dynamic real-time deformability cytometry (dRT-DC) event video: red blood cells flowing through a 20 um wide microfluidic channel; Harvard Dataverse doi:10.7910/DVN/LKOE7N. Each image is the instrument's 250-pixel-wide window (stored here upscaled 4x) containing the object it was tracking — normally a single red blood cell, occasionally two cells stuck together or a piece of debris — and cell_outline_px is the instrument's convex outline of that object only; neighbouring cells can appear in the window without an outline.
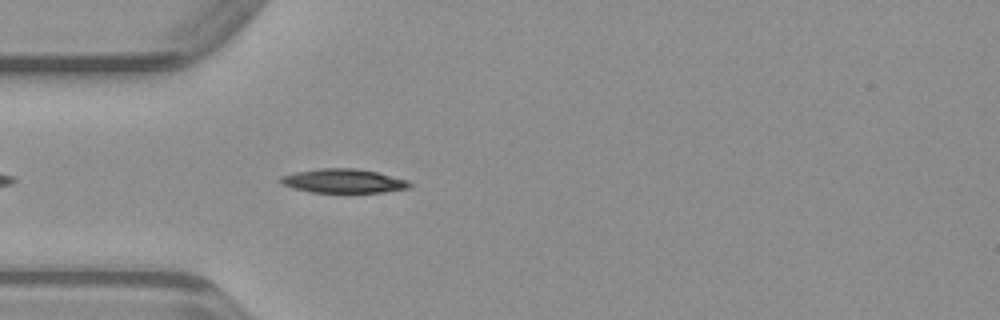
{"species": "common noctule bat (a hibernating species)", "species_latin": "Nyctalus noctula", "temperature_condition": "warm", "stored_images_in_passage": 15, "camera_frame_rate_fps": 3000, "um_per_image_px": 0.085, "animal": {"sex": "male", "body_mass_g": 23.1, "forearm_length_mm": 52.7}, "frame": {"image": 1, "passage_image": 4, "time_ms": 1.0, "image_size_px": [1000, 320], "cell_outline_px": [[412, 184], [408, 188], [384, 192], [312, 192], [292, 188], [284, 184], [280, 180], [280, 176], [296, 172], [320, 168], [356, 168], [376, 172], [408, 180]], "centroid_in_image_um": [29.2, 15.37], "position_along_channel_um": 55.8, "area_um2": 17.86}}
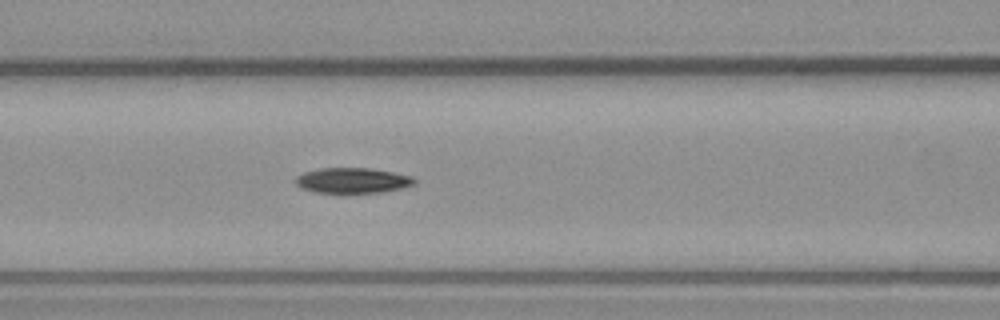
{"frame": {"image": 2, "passage_image": 10, "time_ms": 3.0, "image_size_px": [1000, 320], "cell_outline_px": [[416, 184], [404, 188], [384, 192], [316, 192], [300, 188], [296, 184], [296, 176], [304, 172], [320, 168], [368, 168], [392, 172], [412, 176], [416, 180]], "centroid_in_image_um": [29.99, 15.34], "position_along_channel_um": 136.6, "area_um2": 17.51}}
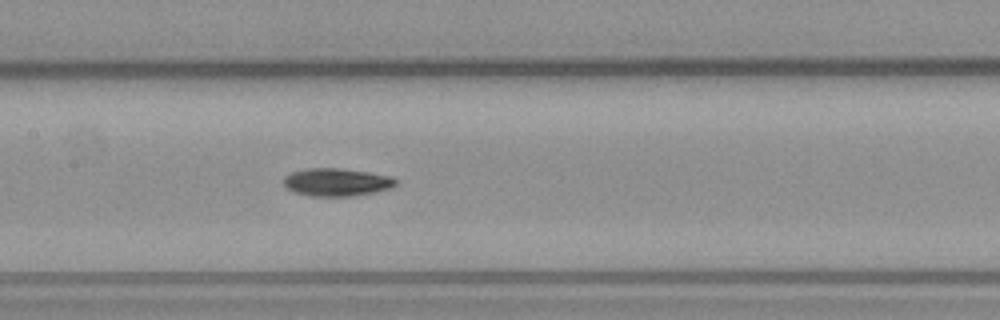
{"frame": {"image": 3, "passage_image": 13, "time_ms": 4.0, "image_size_px": [1000, 320], "cell_outline_px": [[400, 180], [392, 188], [376, 192], [352, 196], [308, 196], [292, 192], [284, 188], [284, 176], [292, 172], [308, 168], [340, 168], [368, 172], [392, 176]], "centroid_in_image_um": [28.62, 15.49], "position_along_channel_um": 178.8, "area_um2": 18.55}}